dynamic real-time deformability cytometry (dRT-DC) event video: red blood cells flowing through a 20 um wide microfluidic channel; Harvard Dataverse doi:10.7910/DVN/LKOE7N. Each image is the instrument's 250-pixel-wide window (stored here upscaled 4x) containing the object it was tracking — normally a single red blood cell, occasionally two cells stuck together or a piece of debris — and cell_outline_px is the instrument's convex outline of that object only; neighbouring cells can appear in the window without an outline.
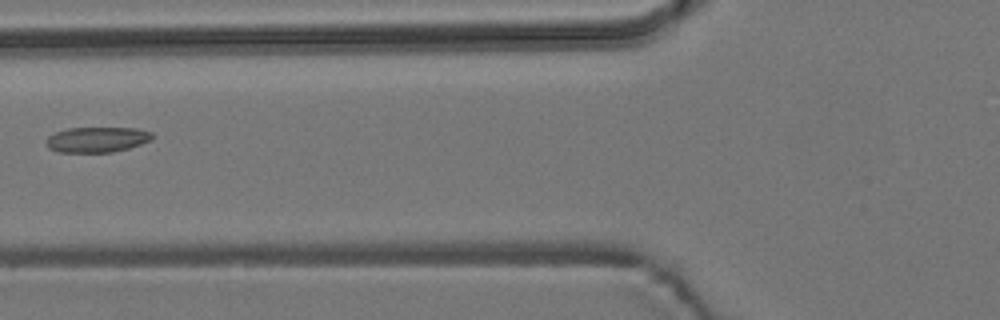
{"species": "common noctule bat (a hibernating species)", "species_latin": "Nyctalus noctula", "temperature_condition": "room temperature", "stored_images_in_passage": 5, "camera_frame_rate_fps": 3000, "um_per_image_px": 0.085, "animal": {"sex": "male", "body_mass_g": 19.2, "forearm_length_mm": 51.8}, "frame": {"image": 1, "passage_image": 5, "time_ms": 5.667, "image_size_px": [1000, 320], "cell_outline_px": [[152, 140], [128, 148], [112, 152], [60, 152], [48, 148], [44, 144], [48, 136], [56, 132], [68, 128], [136, 128], [152, 132]], "centroid_in_image_um": [8.22, 11.86], "position_along_channel_um": 117.6, "area_um2": 15.66}}